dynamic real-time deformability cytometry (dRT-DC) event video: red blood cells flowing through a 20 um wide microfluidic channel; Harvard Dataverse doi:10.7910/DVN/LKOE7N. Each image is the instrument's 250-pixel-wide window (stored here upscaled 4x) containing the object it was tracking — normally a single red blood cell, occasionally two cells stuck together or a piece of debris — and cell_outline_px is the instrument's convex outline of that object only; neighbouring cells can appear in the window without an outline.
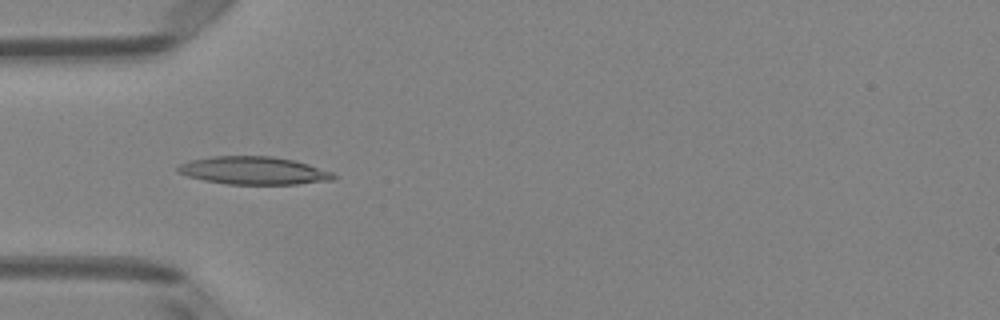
{"species": "Egyptian fruit bat (a non-hibernating species)", "species_latin": "Rousettus aegyptiacus", "temperature_condition": "room temperature", "stored_images_in_passage": 50, "camera_frame_rate_fps": 3000, "um_per_image_px": 0.085, "animal": {"sex": "female"}, "frame": {"image": 1, "passage_image": 15, "time_ms": 4.667, "image_size_px": [1000, 320], "cell_outline_px": [[336, 180], [296, 184], [228, 184], [204, 180], [188, 176], [176, 172], [176, 168], [180, 164], [188, 160], [212, 156], [272, 156], [296, 160], [332, 172], [336, 176]], "centroid_in_image_um": [21.56, 14.49], "position_along_channel_um": 63.4, "area_um2": 25.43}}
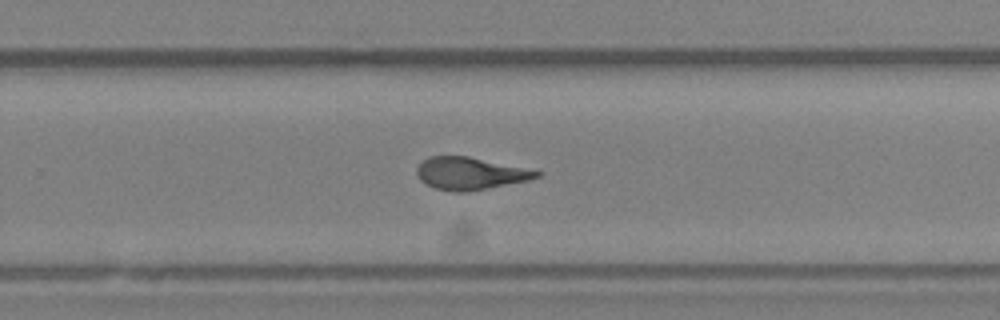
{"frame": {"image": 2, "passage_image": 32, "time_ms": 10.333, "image_size_px": [1000, 320], "cell_outline_px": [[544, 172], [540, 176], [528, 180], [468, 192], [452, 192], [436, 188], [420, 180], [416, 176], [416, 168], [428, 156], [468, 156]], "centroid_in_image_um": [39.94, 14.74], "position_along_channel_um": 289.9, "area_um2": 22.48}}
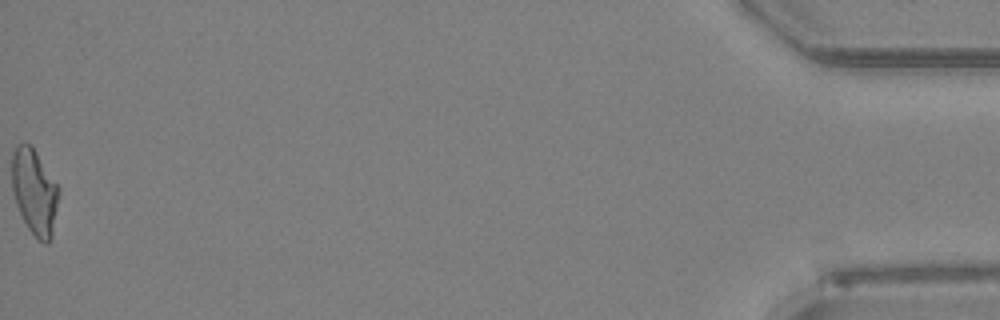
{"frame": {"image": 3, "passage_image": 50, "time_ms": 16.333, "image_size_px": [1000, 320], "cell_outline_px": [[60, 192], [52, 236], [48, 244], [44, 244], [28, 228], [16, 204], [12, 188], [12, 152], [16, 144], [32, 144], [60, 188]], "centroid_in_image_um": [2.95, 16.27], "position_along_channel_um": 432.3, "area_um2": 23.52}, "authors_computed_cell_mechanics": {"area_um2": 23.4957, "velocity_mm_per_s": 4.0351, "shape_relaxation_time_tau1_ms": null, "shape_relaxation_time_tau2_ms": 3.2541, "deformation_change_tau1": null, "deformation_change_tau2": 0.1109}}